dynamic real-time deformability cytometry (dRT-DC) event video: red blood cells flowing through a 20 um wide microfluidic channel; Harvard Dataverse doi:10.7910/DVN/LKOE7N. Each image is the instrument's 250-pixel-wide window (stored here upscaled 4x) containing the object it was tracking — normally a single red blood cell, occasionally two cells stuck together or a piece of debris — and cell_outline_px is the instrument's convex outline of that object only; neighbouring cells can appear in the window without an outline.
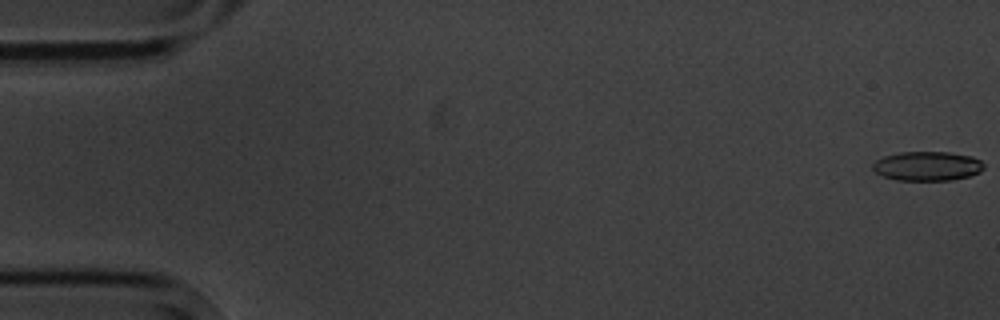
{"species": "common noctule bat (a hibernating species)", "species_latin": "Nyctalus noctula", "temperature_condition": "cold", "stored_images_in_passage": 8, "camera_frame_rate_fps": 3000, "um_per_image_px": 0.085, "animal": {"sex": "male", "body_mass_g": 20.1, "forearm_length_mm": 53.5}, "frame": {"image": 1, "passage_image": 1, "time_ms": 0.0, "image_size_px": [1000, 320], "cell_outline_px": [[984, 168], [980, 172], [968, 176], [952, 180], [896, 180], [884, 176], [876, 172], [872, 168], [872, 164], [876, 160], [884, 156], [900, 152], [948, 152], [972, 156], [980, 160], [984, 164]], "centroid_in_image_um": [78.83, 14.11], "position_along_channel_um": 6.2, "area_um2": 18.96}}
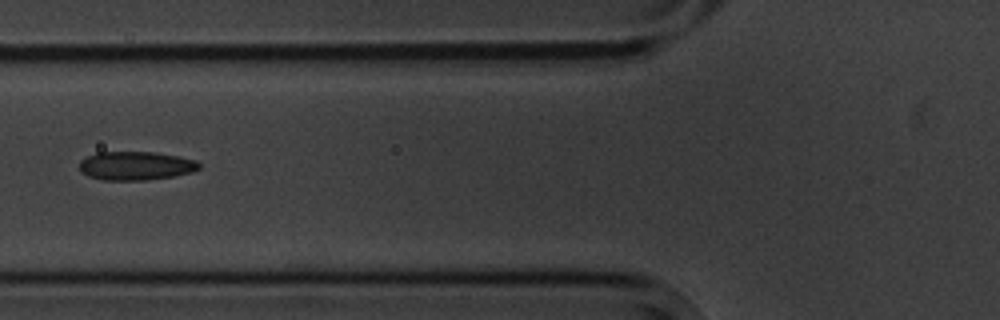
{"frame": {"image": 2, "passage_image": 7, "time_ms": 7.0, "image_size_px": [1000, 320], "cell_outline_px": [[200, 168], [192, 172], [172, 176], [148, 180], [104, 180], [88, 176], [80, 172], [80, 160], [96, 152], [156, 152], [180, 156], [196, 160], [200, 164]], "centroid_in_image_um": [11.54, 14.08], "position_along_channel_um": 114.3, "area_um2": 20.11}}
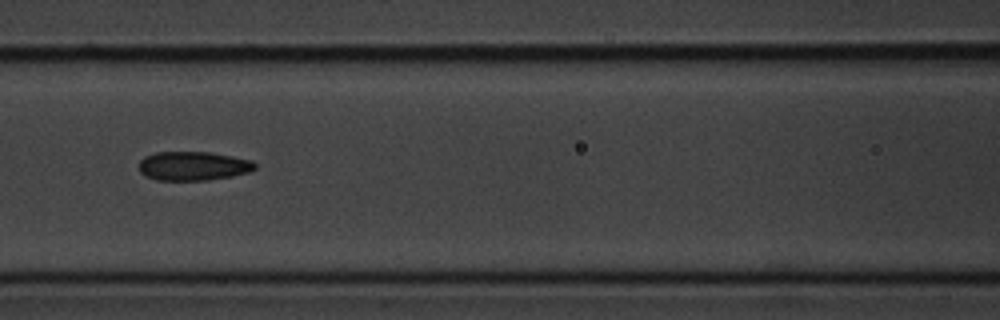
{"frame": {"image": 3, "passage_image": 8, "time_ms": 8.0, "image_size_px": [1000, 320], "cell_outline_px": [[256, 168], [248, 172], [232, 176], [208, 180], [156, 180], [140, 172], [140, 160], [144, 156], [156, 152], [212, 152], [252, 160], [256, 164]], "centroid_in_image_um": [16.44, 14.1], "position_along_channel_um": 150.2, "area_um2": 19.59}}